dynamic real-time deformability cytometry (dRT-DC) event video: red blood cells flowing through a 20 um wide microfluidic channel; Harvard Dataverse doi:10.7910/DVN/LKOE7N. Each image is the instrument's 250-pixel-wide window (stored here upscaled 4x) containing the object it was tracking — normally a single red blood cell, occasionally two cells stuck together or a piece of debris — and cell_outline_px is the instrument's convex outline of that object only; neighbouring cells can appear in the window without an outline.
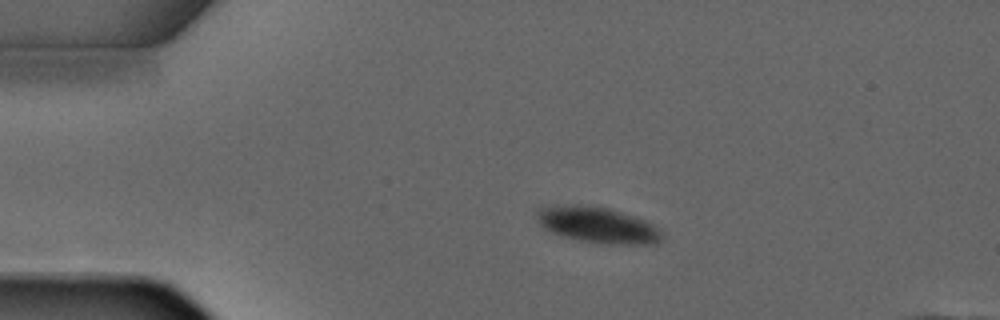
{"species": "common noctule bat (a hibernating species)", "species_latin": "Nyctalus noctula", "temperature_condition": "warm", "stored_images_in_passage": 2, "camera_frame_rate_fps": 3000, "um_per_image_px": 0.085, "animal": {"sex": "male", "forearm_length_mm": 52.5}, "frame": {"image": 1, "passage_image": 2, "time_ms": 1.333, "image_size_px": [1000, 320], "cell_outline_px": [[664, 240], [656, 244], [600, 244], [580, 240], [564, 236], [552, 232], [544, 228], [540, 224], [536, 216], [536, 212], [540, 208], [608, 208], [644, 220], [660, 228], [664, 236]], "centroid_in_image_um": [50.94, 19.21], "position_along_channel_um": 34.1, "area_um2": 25.14}}